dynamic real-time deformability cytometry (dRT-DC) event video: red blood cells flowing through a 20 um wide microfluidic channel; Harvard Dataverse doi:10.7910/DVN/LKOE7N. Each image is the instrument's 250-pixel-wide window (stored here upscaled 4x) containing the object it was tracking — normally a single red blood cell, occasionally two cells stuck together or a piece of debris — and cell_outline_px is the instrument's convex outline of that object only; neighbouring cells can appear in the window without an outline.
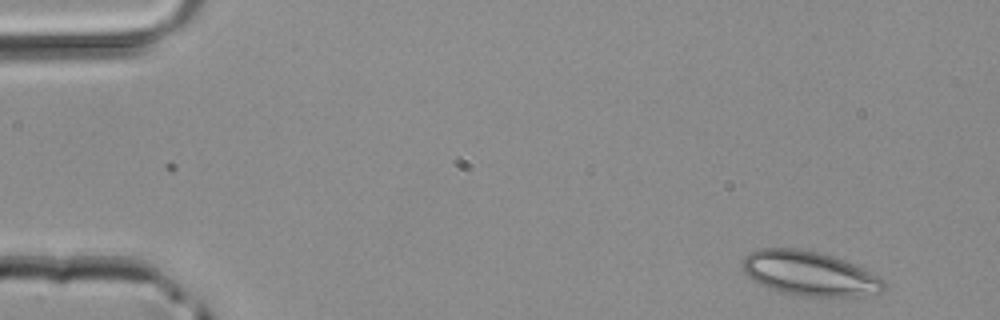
{"species": "common noctule bat (a hibernating species)", "species_latin": "Nyctalus noctula", "temperature_condition": "room temperature", "stored_images_in_passage": 11, "camera_frame_rate_fps": 3000, "um_per_image_px": 0.085, "animal": {"sex": "male", "body_mass_g": 20.4}, "frame": {"image": 1, "passage_image": 1, "time_ms": 0.0, "image_size_px": [1000, 320], "cell_outline_px": [[884, 288], [880, 292], [844, 296], [800, 296], [784, 292], [772, 288], [748, 276], [744, 268], [744, 256], [760, 248], [800, 248], [820, 252], [844, 260], [884, 280]], "centroid_in_image_um": [68.79, 23.22], "position_along_channel_um": 16.2, "area_um2": 35.49}}